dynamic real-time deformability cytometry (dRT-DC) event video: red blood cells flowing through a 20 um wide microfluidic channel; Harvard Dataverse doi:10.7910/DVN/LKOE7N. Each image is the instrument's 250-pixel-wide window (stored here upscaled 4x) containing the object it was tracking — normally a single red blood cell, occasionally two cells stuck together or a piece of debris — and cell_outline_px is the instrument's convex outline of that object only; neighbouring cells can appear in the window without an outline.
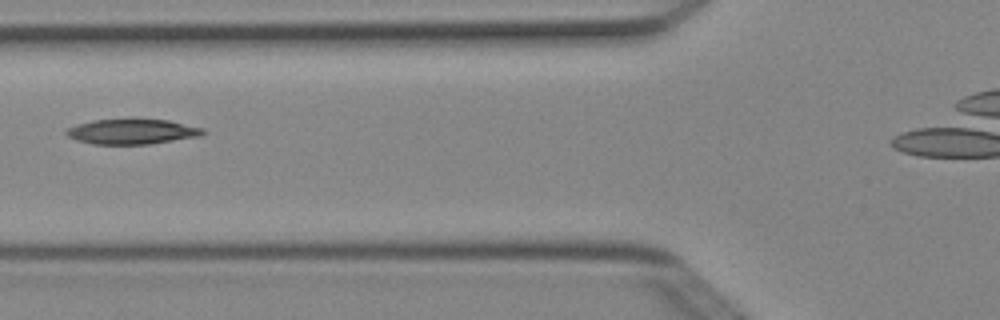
{"species": "Egyptian fruit bat (a non-hibernating species)", "species_latin": "Rousettus aegyptiacus", "temperature_condition": "cold", "stored_images_in_passage": 5, "camera_frame_rate_fps": 3000, "um_per_image_px": 0.085, "animal": {"sex": "female"}, "frame": {"image": 1, "passage_image": 5, "time_ms": 1.333, "image_size_px": [1000, 320], "cell_outline_px": [[208, 132], [200, 136], [148, 144], [92, 144], [76, 140], [68, 136], [64, 132], [68, 128], [76, 124], [96, 120], [132, 116], [168, 120], [204, 128]], "centroid_in_image_um": [11.24, 11.14], "position_along_channel_um": 114.6, "area_um2": 20.81}}